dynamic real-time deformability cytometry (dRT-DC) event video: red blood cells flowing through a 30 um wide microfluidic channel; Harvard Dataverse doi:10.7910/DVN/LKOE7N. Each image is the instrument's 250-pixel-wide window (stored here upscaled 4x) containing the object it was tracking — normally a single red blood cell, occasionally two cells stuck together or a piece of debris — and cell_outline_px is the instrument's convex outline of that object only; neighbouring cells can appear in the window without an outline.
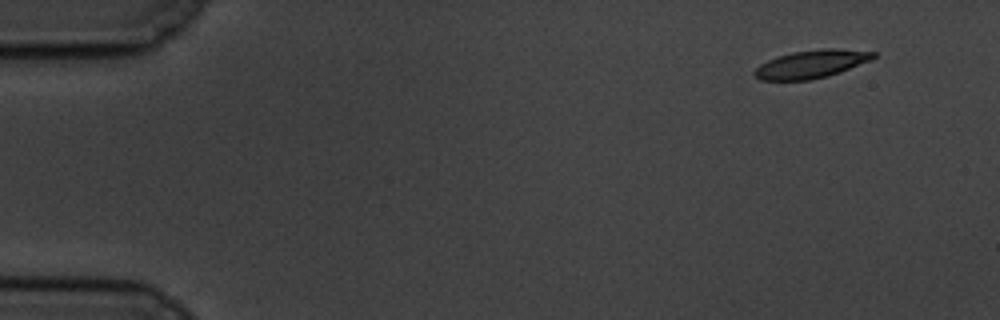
{"species": "common noctule bat (a hibernating species)", "species_latin": "Nyctalus noctula", "temperature_condition": "cold", "stored_images_in_passage": 55, "camera_frame_rate_fps": 3000, "um_per_image_px": 0.085, "animal": {"sex": "male", "body_mass_g": 19.5, "forearm_length_mm": 54.6}, "frame": {"image": 1, "passage_image": 1, "time_ms": 0.0, "image_size_px": [1000, 320], "cell_outline_px": [[876, 56], [872, 60], [840, 72], [828, 76], [808, 80], [760, 80], [752, 72], [760, 64], [768, 60], [792, 52], [820, 48], [836, 48], [876, 52]], "centroid_in_image_um": [68.99, 5.44], "position_along_channel_um": 16.0, "area_um2": 19.42}}
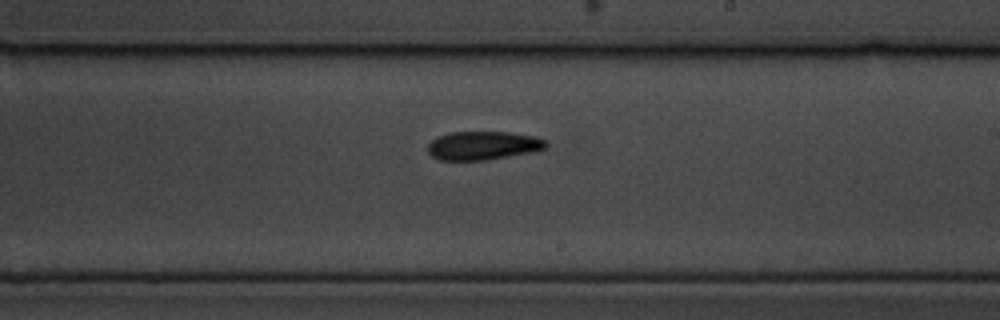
{"frame": {"image": 2, "passage_image": 31, "time_ms": 10.0, "image_size_px": [1000, 320], "cell_outline_px": [[548, 144], [544, 148], [532, 152], [484, 160], [436, 160], [428, 152], [428, 144], [436, 136], [448, 132], [508, 132], [536, 136], [548, 140]], "centroid_in_image_um": [41.04, 12.36], "position_along_channel_um": 248.0, "area_um2": 19.83}}
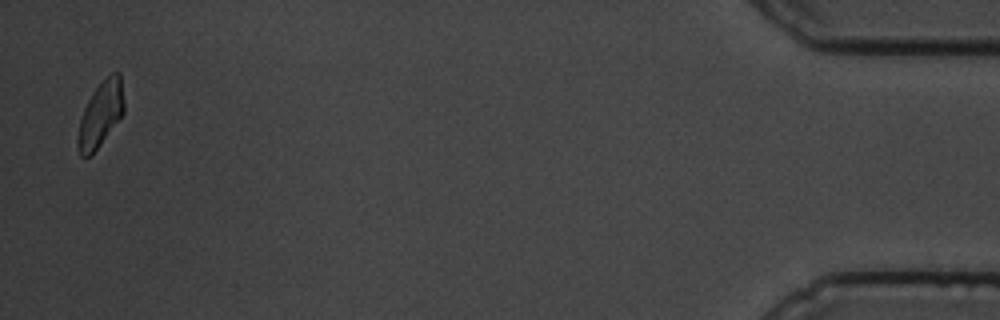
{"frame": {"image": 3, "passage_image": 54, "time_ms": 17.667, "image_size_px": [1000, 320], "cell_outline_px": [[124, 112], [92, 156], [84, 160], [80, 156], [76, 144], [76, 140], [80, 120], [84, 108], [92, 92], [112, 72], [120, 72], [124, 100]], "centroid_in_image_um": [8.53, 9.77], "position_along_channel_um": 426.7, "area_um2": 17.69}, "authors_computed_cell_mechanics": {"area_um2": 19.4786, "velocity_mm_per_s": 3.4218, "shape_relaxation_time_tau1_ms": 3.6206, "shape_relaxation_time_tau2_ms": null, "deformation_change_tau1": 0.119, "deformation_change_tau2": null}}